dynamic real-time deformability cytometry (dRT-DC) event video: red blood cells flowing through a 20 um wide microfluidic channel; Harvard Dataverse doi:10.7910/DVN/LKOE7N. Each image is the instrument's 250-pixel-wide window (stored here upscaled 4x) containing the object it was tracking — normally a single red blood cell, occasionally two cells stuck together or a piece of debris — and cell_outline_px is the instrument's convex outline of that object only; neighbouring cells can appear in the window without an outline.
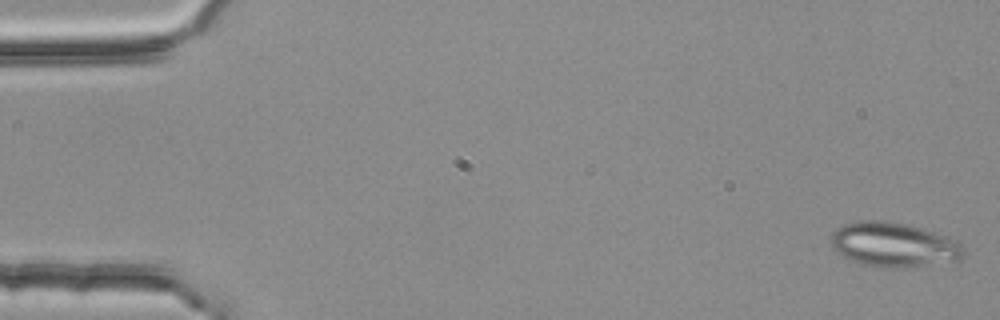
{"species": "common noctule bat (a hibernating species)", "species_latin": "Nyctalus noctula", "temperature_condition": "room temperature", "stored_images_in_passage": 6, "camera_frame_rate_fps": 3000, "um_per_image_px": 0.085, "animal": {"sex": "female", "body_mass_g": 25.1}, "frame": {"image": 1, "passage_image": 1, "time_ms": 0.0, "image_size_px": [1000, 320], "cell_outline_px": [[964, 256], [960, 260], [904, 268], [884, 268], [864, 264], [852, 260], [836, 252], [832, 248], [832, 232], [836, 228], [844, 224], [860, 220], [884, 220], [908, 224], [956, 240], [964, 248]], "centroid_in_image_um": [75.96, 20.8], "position_along_channel_um": 9.0, "area_um2": 34.39}}